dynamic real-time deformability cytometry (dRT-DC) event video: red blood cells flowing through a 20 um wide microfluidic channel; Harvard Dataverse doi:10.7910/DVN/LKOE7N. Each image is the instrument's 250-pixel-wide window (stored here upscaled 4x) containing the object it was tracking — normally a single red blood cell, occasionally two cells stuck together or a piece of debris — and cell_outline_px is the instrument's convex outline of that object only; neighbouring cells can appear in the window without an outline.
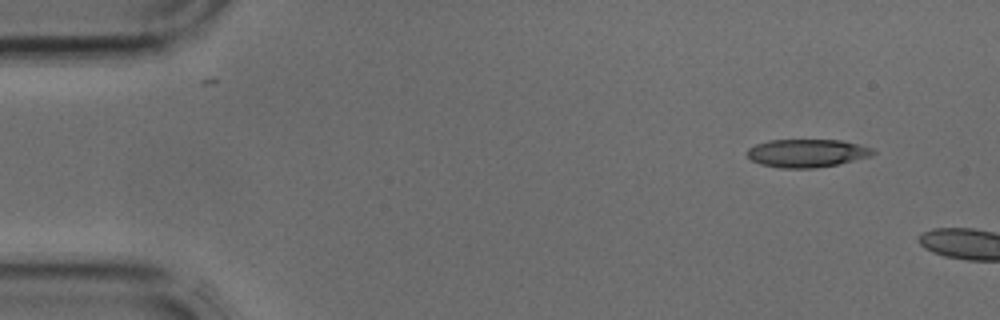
{"species": "common noctule bat (a hibernating species)", "species_latin": "Nyctalus noctula", "temperature_condition": "cold", "stored_images_in_passage": 2, "camera_frame_rate_fps": 3000, "um_per_image_px": 0.085, "animal": {"sex": "male", "body_mass_g": 17.9, "forearm_length_mm": 54.2}, "frame": {"image": 1, "passage_image": 1, "time_ms": 0.0, "image_size_px": [1000, 320], "cell_outline_px": [[876, 152], [872, 156], [836, 164], [816, 168], [780, 168], [760, 164], [752, 160], [744, 152], [748, 148], [756, 144], [768, 140], [844, 140], [872, 148]], "centroid_in_image_um": [68.57, 13.01], "position_along_channel_um": 16.4, "area_um2": 20.69}}